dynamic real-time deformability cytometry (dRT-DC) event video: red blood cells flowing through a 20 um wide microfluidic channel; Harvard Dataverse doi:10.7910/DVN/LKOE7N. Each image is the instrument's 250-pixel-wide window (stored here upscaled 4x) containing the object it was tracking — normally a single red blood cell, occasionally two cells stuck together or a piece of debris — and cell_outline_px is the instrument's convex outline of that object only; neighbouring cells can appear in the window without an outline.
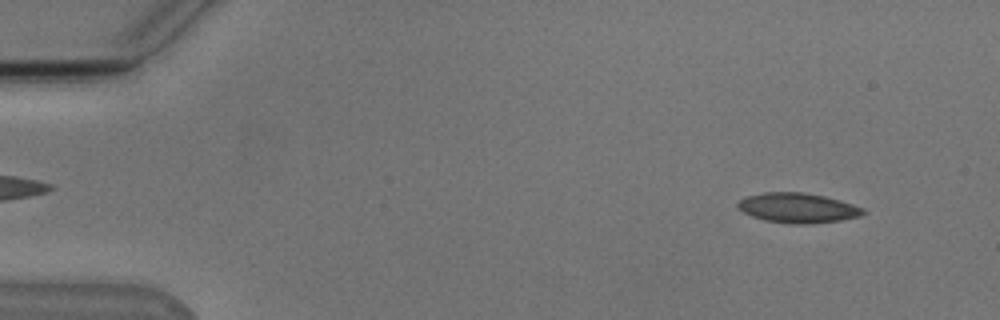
{"species": "Egyptian fruit bat (a non-hibernating species)", "species_latin": "Rousettus aegyptiacus", "temperature_condition": "cold", "stored_images_in_passage": 52, "camera_frame_rate_fps": 3000, "um_per_image_px": 0.085, "animal": {"sex": "male"}, "frame": {"image": 1, "passage_image": 4, "time_ms": 1.0, "image_size_px": [1000, 320], "cell_outline_px": [[868, 212], [860, 216], [840, 220], [808, 224], [792, 224], [764, 220], [752, 216], [744, 212], [736, 204], [740, 200], [748, 196], [764, 192], [804, 192], [824, 196], [840, 200], [864, 208]], "centroid_in_image_um": [67.84, 17.67], "position_along_channel_um": 17.2, "area_um2": 21.73}}
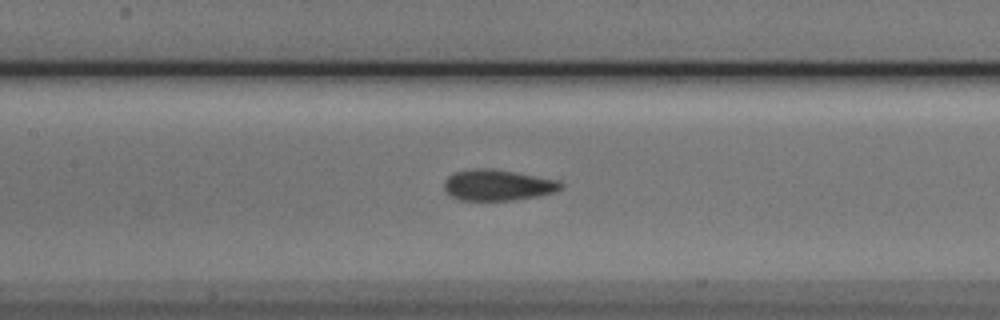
{"frame": {"image": 2, "passage_image": 24, "time_ms": 7.667, "image_size_px": [1000, 320], "cell_outline_px": [[564, 188], [556, 192], [536, 196], [512, 200], [460, 200], [452, 196], [444, 188], [444, 180], [448, 176], [456, 172], [472, 168], [492, 168], [516, 172], [560, 180], [564, 184]], "centroid_in_image_um": [42.35, 15.72], "position_along_channel_um": 165.0, "area_um2": 21.21}}
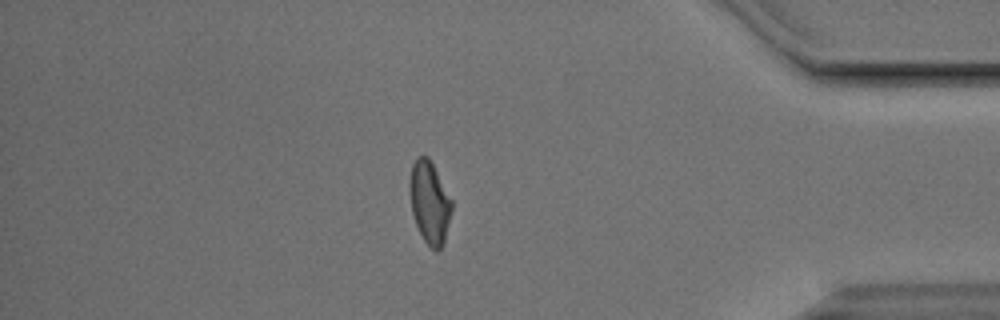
{"frame": {"image": 3, "passage_image": 45, "time_ms": 14.667, "image_size_px": [1000, 320], "cell_outline_px": [[452, 208], [444, 244], [436, 252], [424, 240], [416, 224], [412, 212], [408, 184], [412, 164], [416, 156], [428, 156], [452, 200]], "centroid_in_image_um": [36.5, 17.19], "position_along_channel_um": 398.7, "area_um2": 20.11}, "authors_computed_cell_mechanics": {"area_um2": 20.9236, "velocity_mm_per_s": 3.8206, "shape_relaxation_time_tau1_ms": 5.3246, "shape_relaxation_time_tau2_ms": 1.7247, "deformation_change_tau1": 0.1358, "deformation_change_tau2": 0.0765}}